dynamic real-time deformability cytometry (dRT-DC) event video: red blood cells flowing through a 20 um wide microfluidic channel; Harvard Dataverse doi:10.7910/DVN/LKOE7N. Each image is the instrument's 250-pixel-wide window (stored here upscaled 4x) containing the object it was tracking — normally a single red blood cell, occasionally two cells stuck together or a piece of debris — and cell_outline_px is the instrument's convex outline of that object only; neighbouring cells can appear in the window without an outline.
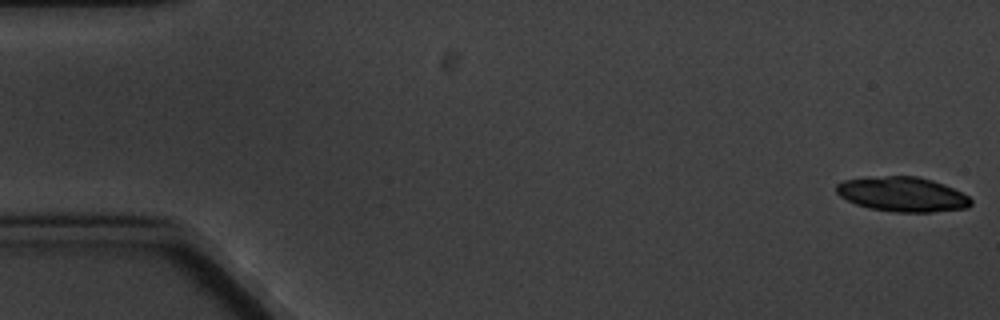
{"species": "common noctule bat (a hibernating species)", "species_latin": "Nyctalus noctula", "temperature_condition": "cold", "stored_images_in_passage": 5, "camera_frame_rate_fps": 3000, "um_per_image_px": 0.085, "animal": {"sex": "male", "body_mass_g": 20.1, "forearm_length_mm": 53.5}, "frame": {"image": 1, "passage_image": 1, "time_ms": 0.0, "image_size_px": [1000, 320], "cell_outline_px": [[972, 204], [968, 208], [932, 212], [892, 212], [868, 208], [856, 204], [840, 196], [836, 192], [836, 184], [844, 180], [888, 176], [916, 176], [932, 180], [944, 184], [968, 196], [972, 200]], "centroid_in_image_um": [76.72, 16.53], "position_along_channel_um": 8.3, "area_um2": 27.11}}